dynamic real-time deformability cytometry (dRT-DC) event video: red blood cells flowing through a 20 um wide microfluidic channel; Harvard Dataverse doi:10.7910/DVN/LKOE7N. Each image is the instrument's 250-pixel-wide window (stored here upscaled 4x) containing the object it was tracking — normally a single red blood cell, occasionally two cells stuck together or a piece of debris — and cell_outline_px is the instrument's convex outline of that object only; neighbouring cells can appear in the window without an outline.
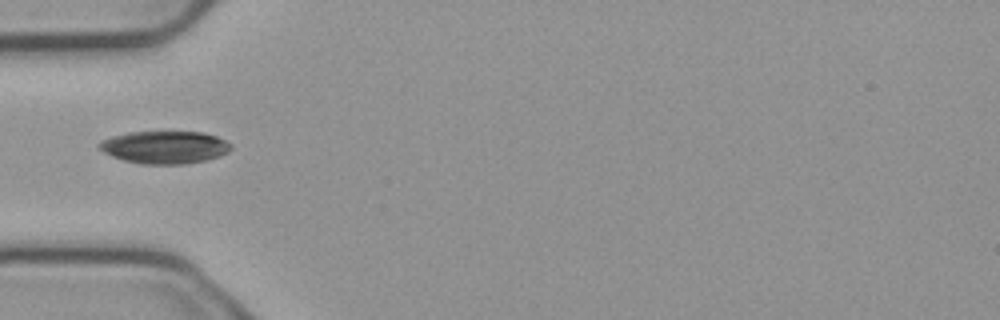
{"species": "common noctule bat (a hibernating species)", "species_latin": "Nyctalus noctula", "temperature_condition": "cold", "stored_images_in_passage": 1, "camera_frame_rate_fps": 3000, "um_per_image_px": 0.085, "animal": {"sex": "male", "body_mass_g": 23.1, "forearm_length_mm": 52.7}, "frame": {"image": 1, "passage_image": 1, "time_ms": 0.0, "image_size_px": [1000, 320], "cell_outline_px": [[232, 148], [228, 152], [220, 156], [204, 160], [184, 164], [140, 164], [124, 160], [112, 156], [96, 148], [96, 144], [100, 140], [112, 136], [128, 132], [204, 132], [216, 136], [232, 144]], "centroid_in_image_um": [13.96, 12.51], "position_along_channel_um": 71.0, "area_um2": 25.2}}